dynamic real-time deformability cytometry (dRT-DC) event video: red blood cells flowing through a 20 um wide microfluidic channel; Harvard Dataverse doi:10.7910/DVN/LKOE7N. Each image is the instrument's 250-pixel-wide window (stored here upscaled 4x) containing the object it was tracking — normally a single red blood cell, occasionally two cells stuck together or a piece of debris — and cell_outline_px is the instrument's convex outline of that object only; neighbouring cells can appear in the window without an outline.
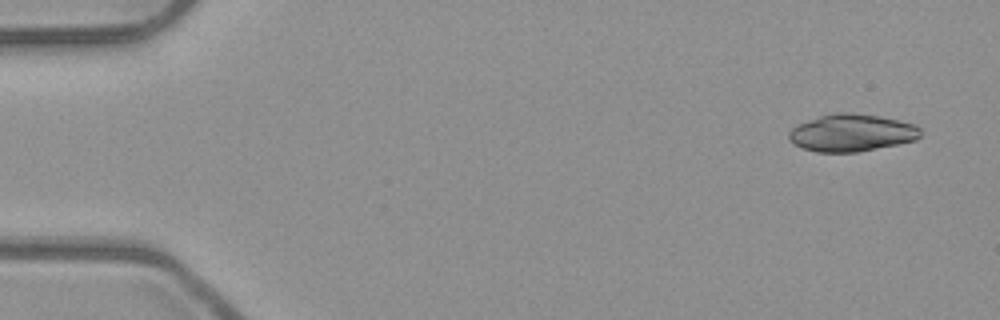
{"species": "common noctule bat (a hibernating species)", "species_latin": "Nyctalus noctula", "temperature_condition": "room temperature", "stored_images_in_passage": 5, "camera_frame_rate_fps": 3000, "um_per_image_px": 0.085, "animal": {"sex": "male", "body_mass_g": 23.1, "forearm_length_mm": 52.7}, "frame": {"image": 1, "passage_image": 1, "time_ms": 0.0, "image_size_px": [1000, 320], "cell_outline_px": [[920, 136], [916, 140], [856, 152], [816, 152], [792, 144], [788, 140], [788, 132], [792, 128], [800, 124], [820, 116], [836, 112], [848, 112], [876, 116], [896, 120], [912, 124], [920, 128]], "centroid_in_image_um": [72.34, 11.3], "position_along_channel_um": 12.7, "area_um2": 28.21}}